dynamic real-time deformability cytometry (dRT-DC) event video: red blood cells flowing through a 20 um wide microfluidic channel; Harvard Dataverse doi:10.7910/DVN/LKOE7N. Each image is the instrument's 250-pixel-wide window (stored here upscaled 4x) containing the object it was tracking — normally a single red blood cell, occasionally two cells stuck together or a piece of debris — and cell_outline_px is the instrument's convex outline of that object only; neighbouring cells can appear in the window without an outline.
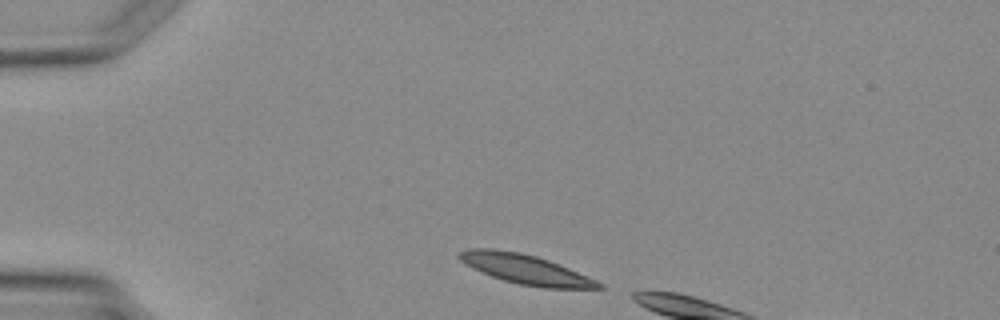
{"species": "Egyptian fruit bat (a non-hibernating species)", "species_latin": "Rousettus aegyptiacus", "temperature_condition": "warm", "stored_images_in_passage": 2, "segment_of_instrument_passage": [2, 2], "camera_frame_rate_fps": 3000, "um_per_image_px": 0.085, "animal": {"sex": "female"}, "frame": {"image": 1, "passage_image": 2, "time_ms": 1.333, "image_size_px": [1000, 320], "cell_outline_px": [[604, 288], [544, 288], [520, 284], [504, 280], [492, 276], [472, 268], [464, 264], [456, 256], [460, 252], [468, 248], [492, 248], [520, 252], [536, 256], [548, 260], [568, 268], [596, 280], [604, 284]], "centroid_in_image_um": [44.63, 22.87], "position_along_channel_um": 40.4, "area_um2": 23.87}}